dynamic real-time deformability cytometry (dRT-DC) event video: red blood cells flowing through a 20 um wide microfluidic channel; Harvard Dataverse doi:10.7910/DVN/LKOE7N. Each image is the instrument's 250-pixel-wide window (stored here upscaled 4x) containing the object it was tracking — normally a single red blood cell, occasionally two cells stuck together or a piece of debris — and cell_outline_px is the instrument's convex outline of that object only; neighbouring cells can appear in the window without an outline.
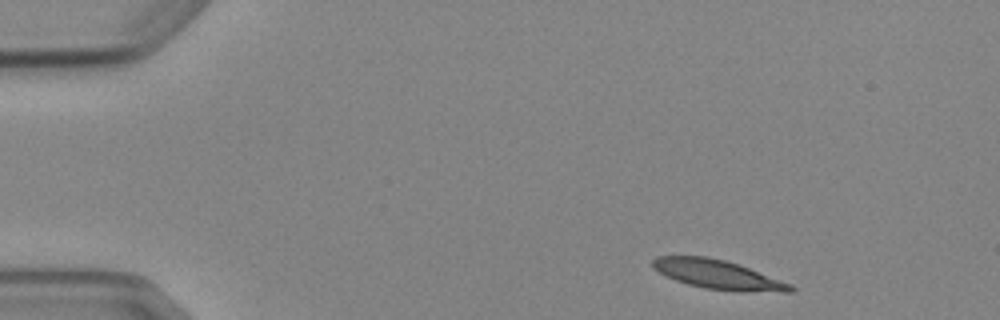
{"species": "Egyptian fruit bat (a non-hibernating species)", "species_latin": "Rousettus aegyptiacus", "temperature_condition": "cold", "stored_images_in_passage": 5, "segment_of_instrument_passage": [2, 2], "camera_frame_rate_fps": 3000, "um_per_image_px": 0.085, "animal": {"sex": "female"}, "frame": {"image": 1, "passage_image": 5, "time_ms": 5.0, "image_size_px": [1000, 320], "cell_outline_px": [[796, 288], [792, 292], [740, 292], [704, 288], [688, 284], [676, 280], [652, 268], [652, 260], [656, 256], [708, 256], [724, 260], [748, 268], [792, 284]], "centroid_in_image_um": [61.04, 23.35], "position_along_channel_um": 24.0, "area_um2": 23.29}}